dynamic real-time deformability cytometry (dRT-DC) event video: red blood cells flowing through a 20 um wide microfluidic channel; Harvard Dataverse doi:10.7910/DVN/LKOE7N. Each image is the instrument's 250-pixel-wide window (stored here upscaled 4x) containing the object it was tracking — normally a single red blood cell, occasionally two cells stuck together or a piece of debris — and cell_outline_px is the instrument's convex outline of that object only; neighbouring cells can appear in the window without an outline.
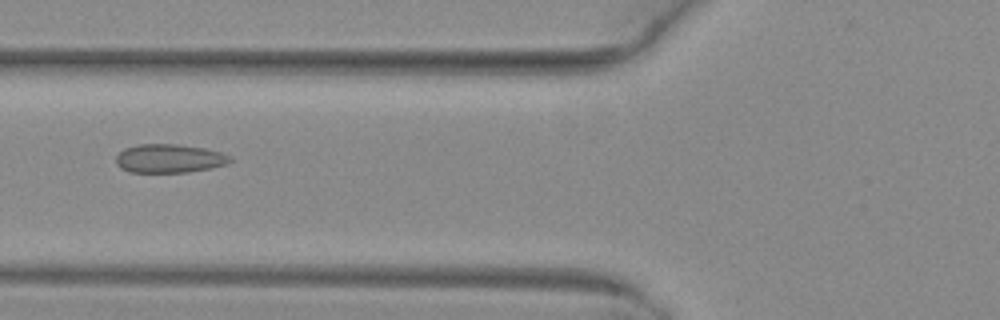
{"species": "common noctule bat (a hibernating species)", "species_latin": "Nyctalus noctula", "temperature_condition": "warm", "stored_images_in_passage": 6, "camera_frame_rate_fps": 3000, "um_per_image_px": 0.085, "animal": {"sex": "female", "body_mass_g": 29.2, "forearm_length_mm": 56.3}, "frame": {"image": 1, "passage_image": 6, "time_ms": 1.667, "image_size_px": [1000, 320], "cell_outline_px": [[232, 160], [228, 164], [212, 168], [188, 172], [128, 172], [120, 168], [116, 164], [116, 156], [124, 148], [136, 144], [176, 144], [204, 148], [220, 152], [232, 156]], "centroid_in_image_um": [14.39, 13.47], "position_along_channel_um": 111.4, "area_um2": 19.25}}